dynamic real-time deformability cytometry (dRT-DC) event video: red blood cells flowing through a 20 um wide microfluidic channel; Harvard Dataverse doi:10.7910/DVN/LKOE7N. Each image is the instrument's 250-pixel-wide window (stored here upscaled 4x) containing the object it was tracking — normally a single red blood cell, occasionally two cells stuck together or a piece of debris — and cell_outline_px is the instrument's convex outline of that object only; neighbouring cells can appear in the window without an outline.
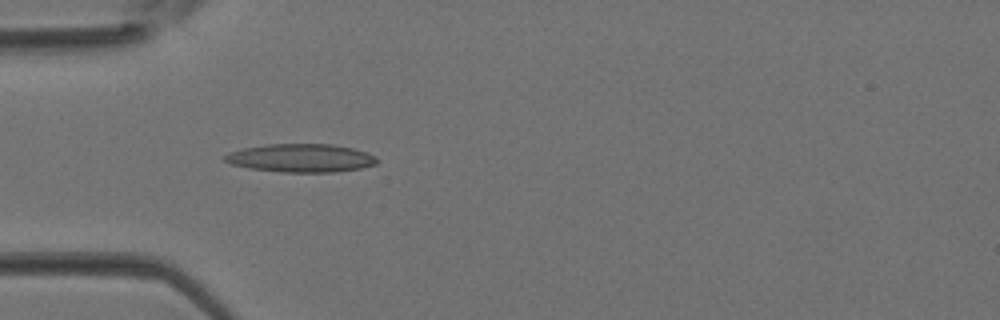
{"species": "Egyptian fruit bat (a non-hibernating species)", "species_latin": "Rousettus aegyptiacus", "temperature_condition": "room temperature", "stored_images_in_passage": 4, "camera_frame_rate_fps": 3000, "um_per_image_px": 0.085, "animal": {"sex": "female"}, "frame": {"image": 1, "passage_image": 4, "time_ms": 1.0, "image_size_px": [1000, 320], "cell_outline_px": [[380, 160], [376, 164], [360, 168], [332, 172], [280, 172], [248, 168], [232, 164], [224, 160], [224, 156], [228, 152], [244, 148], [268, 144], [332, 144], [352, 148], [364, 152]], "centroid_in_image_um": [25.55, 13.43], "position_along_channel_um": 59.5, "area_um2": 24.91}}